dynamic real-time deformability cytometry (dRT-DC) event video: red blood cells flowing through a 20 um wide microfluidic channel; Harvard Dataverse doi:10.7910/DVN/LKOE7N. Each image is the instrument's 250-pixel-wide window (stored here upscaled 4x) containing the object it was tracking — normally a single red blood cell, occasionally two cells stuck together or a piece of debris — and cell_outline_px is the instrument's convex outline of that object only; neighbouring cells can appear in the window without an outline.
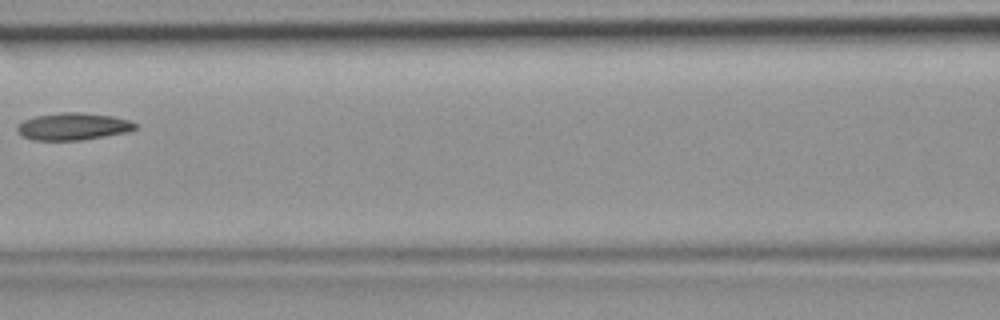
{"species": "common noctule bat (a hibernating species)", "species_latin": "Nyctalus noctula", "temperature_condition": "room temperature", "stored_images_in_passage": 5, "camera_frame_rate_fps": 3000, "um_per_image_px": 0.085, "animal": {"sex": "female", "body_mass_g": 19.9}, "frame": {"image": 1, "passage_image": 5, "time_ms": 1.333, "image_size_px": [1000, 320], "cell_outline_px": [[140, 128], [128, 132], [80, 140], [32, 140], [20, 136], [16, 128], [24, 120], [36, 116], [60, 112], [80, 112], [112, 116], [128, 120], [140, 124]], "centroid_in_image_um": [6.25, 10.75], "position_along_channel_um": 160.4, "area_um2": 18.84}}